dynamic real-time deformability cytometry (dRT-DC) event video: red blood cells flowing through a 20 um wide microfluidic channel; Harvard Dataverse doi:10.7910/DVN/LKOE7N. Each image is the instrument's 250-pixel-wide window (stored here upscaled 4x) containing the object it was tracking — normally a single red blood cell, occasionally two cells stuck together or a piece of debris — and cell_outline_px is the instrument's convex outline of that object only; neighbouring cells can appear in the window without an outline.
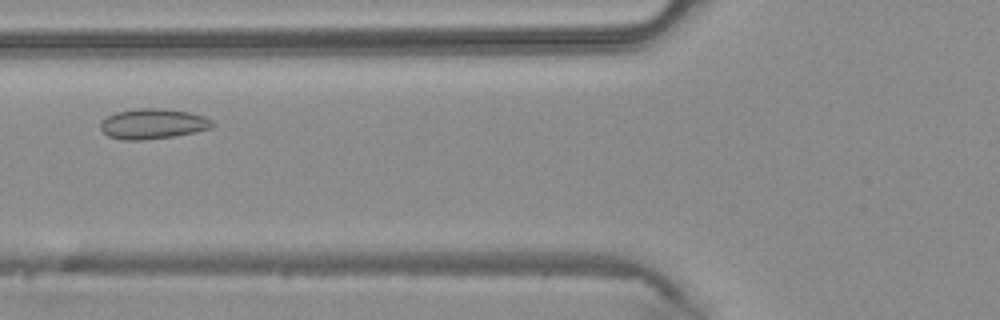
{"species": "common noctule bat (a hibernating species)", "species_latin": "Nyctalus noctula", "temperature_condition": "warm", "stored_images_in_passage": 36, "camera_frame_rate_fps": 3000, "um_per_image_px": 0.085, "animal": {"sex": "male", "body_mass_g": 20.4}, "frame": {"image": 1, "passage_image": 10, "time_ms": 3.0, "image_size_px": [1000, 320], "cell_outline_px": [[216, 124], [212, 128], [196, 132], [172, 136], [144, 140], [124, 140], [108, 136], [100, 128], [100, 124], [108, 116], [116, 112], [140, 108], [160, 108], [188, 112], [204, 116], [212, 120]], "centroid_in_image_um": [13.03, 10.53], "position_along_channel_um": 112.8, "area_um2": 19.65}}
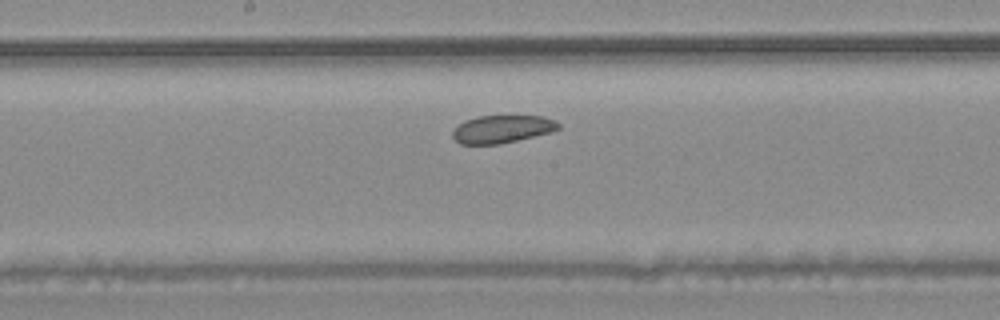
{"frame": {"image": 2, "passage_image": 16, "time_ms": 5.0, "image_size_px": [1000, 320], "cell_outline_px": [[560, 128], [548, 132], [500, 144], [460, 144], [452, 136], [452, 132], [464, 120], [476, 116], [544, 116], [556, 120], [560, 124]], "centroid_in_image_um": [42.67, 10.96], "position_along_channel_um": 205.5, "area_um2": 16.94}}
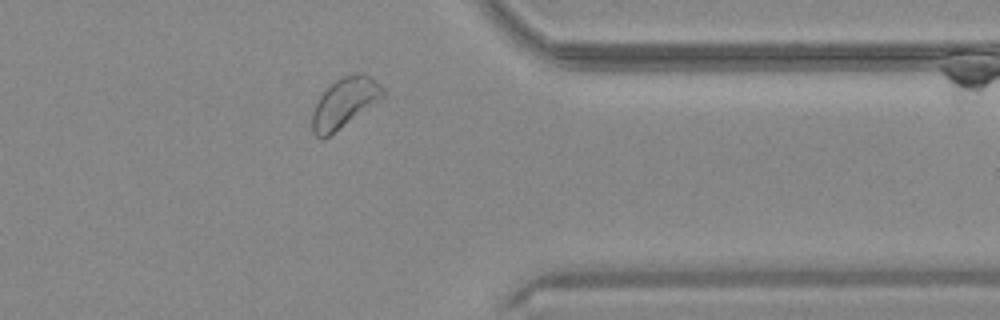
{"frame": {"image": 3, "passage_image": 28, "time_ms": 9.0, "image_size_px": [1000, 320], "cell_outline_px": [[384, 96], [324, 140], [316, 136], [312, 132], [312, 112], [320, 96], [336, 80], [352, 72], [364, 72], [380, 84], [384, 88]], "centroid_in_image_um": [29.27, 8.73], "position_along_channel_um": 382.1, "area_um2": 20.29}}